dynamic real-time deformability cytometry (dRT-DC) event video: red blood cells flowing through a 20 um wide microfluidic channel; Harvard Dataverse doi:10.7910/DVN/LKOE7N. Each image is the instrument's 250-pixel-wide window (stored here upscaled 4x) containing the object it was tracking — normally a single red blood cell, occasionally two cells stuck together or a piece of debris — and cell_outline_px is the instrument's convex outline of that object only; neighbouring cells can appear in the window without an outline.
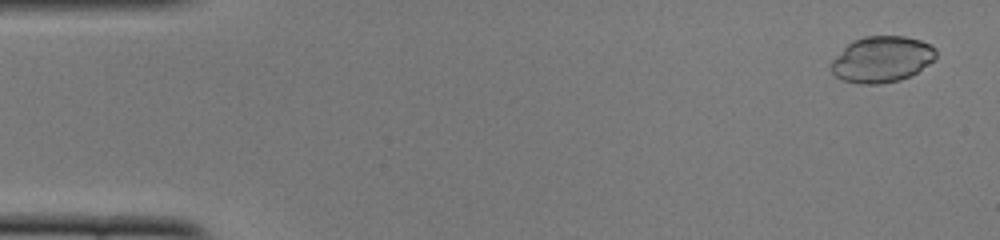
{"species": "common noctule bat (a hibernating species)", "species_latin": "Nyctalus noctula", "temperature_condition": "cold", "stored_images_in_passage": 51, "camera_frame_rate_fps": 3000, "um_per_image_px": 0.085, "animal": {"sex": "female", "body_mass_g": 22.0, "forearm_length_mm": 56.7}, "frame": {"image": 1, "passage_image": 2, "time_ms": 0.333, "image_size_px": [1000, 240], "cell_outline_px": [[936, 56], [928, 64], [916, 72], [900, 80], [880, 84], [860, 84], [844, 80], [836, 76], [828, 68], [828, 64], [852, 40], [864, 36], [904, 36], [920, 40], [936, 48]], "centroid_in_image_um": [74.91, 5.04], "position_along_channel_um": 10.1, "area_um2": 28.09}}